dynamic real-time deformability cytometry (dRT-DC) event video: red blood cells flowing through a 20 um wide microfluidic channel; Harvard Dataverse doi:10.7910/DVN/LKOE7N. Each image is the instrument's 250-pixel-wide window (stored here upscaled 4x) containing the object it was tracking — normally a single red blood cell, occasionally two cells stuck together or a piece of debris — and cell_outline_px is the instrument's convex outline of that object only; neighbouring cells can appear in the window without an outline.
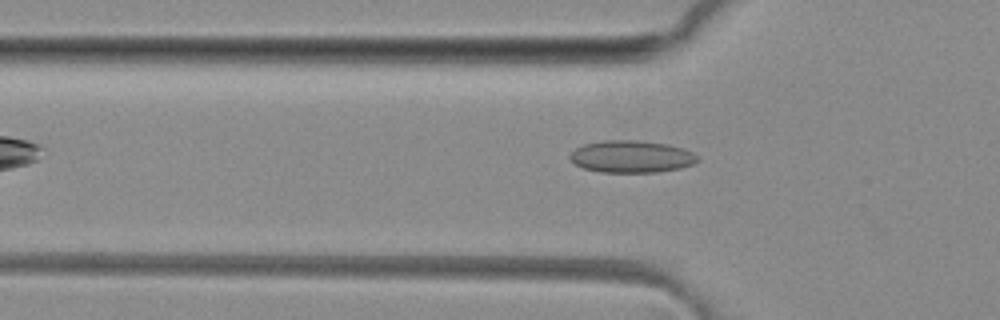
{"species": "common noctule bat (a hibernating species)", "species_latin": "Nyctalus noctula", "temperature_condition": "room temperature", "stored_images_in_passage": 24, "camera_frame_rate_fps": 3000, "um_per_image_px": 0.085, "animal": {"sex": "female", "body_mass_g": 29.2, "forearm_length_mm": 56.3}, "frame": {"image": 1, "passage_image": 5, "time_ms": 1.333, "image_size_px": [1000, 320], "cell_outline_px": [[700, 160], [692, 164], [680, 168], [656, 172], [600, 172], [584, 168], [576, 164], [568, 156], [576, 148], [584, 144], [604, 140], [640, 140], [668, 144], [684, 148], [692, 152]], "centroid_in_image_um": [53.68, 13.3], "position_along_channel_um": 72.1, "area_um2": 23.87}}
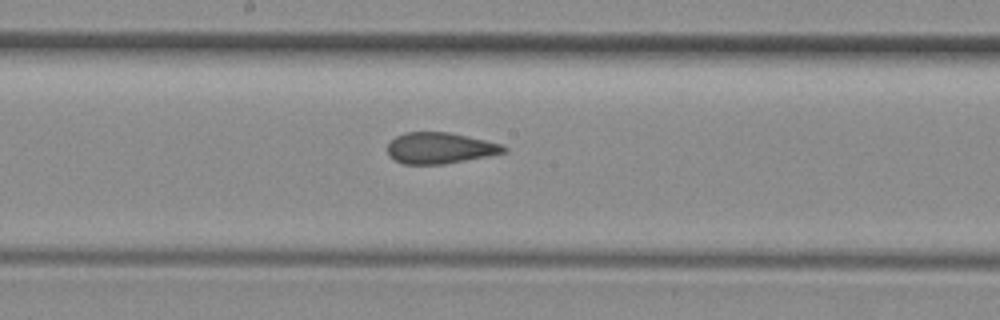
{"frame": {"image": 2, "passage_image": 15, "time_ms": 4.667, "image_size_px": [1000, 320], "cell_outline_px": [[508, 152], [488, 156], [444, 164], [404, 164], [392, 160], [388, 156], [388, 144], [396, 136], [404, 132], [448, 132], [484, 140], [500, 144], [508, 148]], "centroid_in_image_um": [37.37, 12.59], "position_along_channel_um": 210.8, "area_um2": 21.1}}
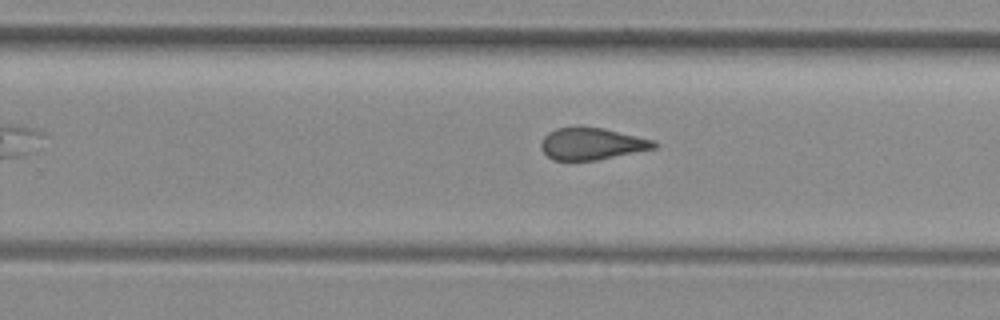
{"frame": {"image": 3, "passage_image": 20, "time_ms": 6.333, "image_size_px": [1000, 320], "cell_outline_px": [[660, 144], [656, 148], [596, 160], [552, 160], [540, 148], [540, 144], [544, 136], [548, 132], [556, 128], [604, 128], [652, 140]], "centroid_in_image_um": [50.29, 12.23], "position_along_channel_um": 279.5, "area_um2": 20.69}}